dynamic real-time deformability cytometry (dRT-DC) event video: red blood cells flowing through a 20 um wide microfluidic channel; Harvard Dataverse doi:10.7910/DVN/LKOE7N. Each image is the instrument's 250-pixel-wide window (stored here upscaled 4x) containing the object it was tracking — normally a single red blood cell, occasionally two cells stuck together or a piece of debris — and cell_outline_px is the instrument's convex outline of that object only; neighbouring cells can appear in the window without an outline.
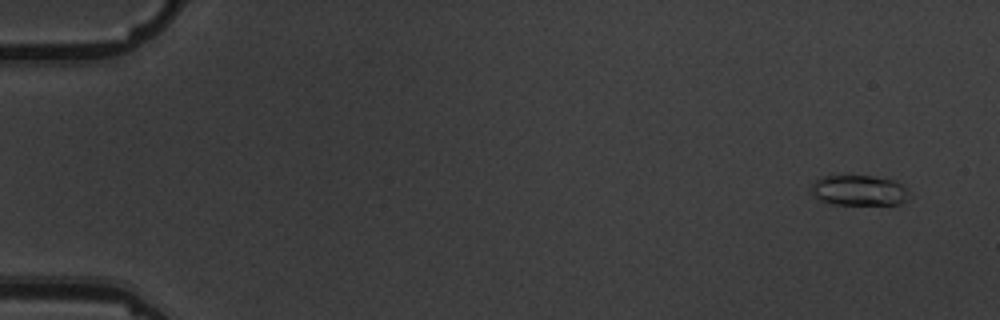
{"species": "common noctule bat (a hibernating species)", "species_latin": "Nyctalus noctula", "temperature_condition": "warm", "stored_images_in_passage": 3, "camera_frame_rate_fps": 3000, "um_per_image_px": 0.085, "animal": {"sex": "male", "body_mass_g": 19.5, "forearm_length_mm": 54.6}, "frame": {"image": 1, "passage_image": 1, "time_ms": 0.0, "image_size_px": [1000, 320], "cell_outline_px": [[912, 196], [908, 200], [900, 204], [832, 204], [820, 200], [812, 196], [812, 184], [816, 180], [824, 176], [872, 176], [896, 180]], "centroid_in_image_um": [73.04, 16.19], "position_along_channel_um": 12.0, "area_um2": 17.4}}